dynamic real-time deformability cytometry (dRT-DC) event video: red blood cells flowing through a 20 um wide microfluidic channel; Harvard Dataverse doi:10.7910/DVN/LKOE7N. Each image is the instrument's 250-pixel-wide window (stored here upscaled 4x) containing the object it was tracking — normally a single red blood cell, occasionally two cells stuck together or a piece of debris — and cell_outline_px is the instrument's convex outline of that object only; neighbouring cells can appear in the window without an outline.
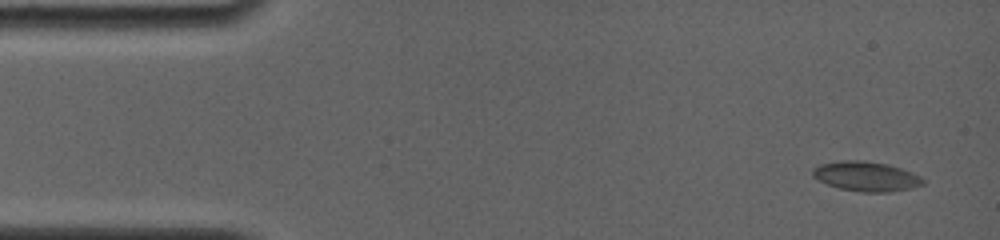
{"species": "common noctule bat (a hibernating species)", "species_latin": "Nyctalus noctula", "temperature_condition": "room temperature", "stored_images_in_passage": 7, "camera_frame_rate_fps": 4000, "um_per_image_px": 0.085, "animal": {"sex": "female", "body_mass_g": 19.0, "forearm_length_mm": 56.7}, "frame": {"image": 1, "passage_image": 1, "time_ms": 0.0, "image_size_px": [1000, 240], "cell_outline_px": [[924, 184], [912, 188], [888, 192], [864, 192], [840, 188], [828, 184], [812, 176], [812, 168], [820, 164], [844, 160], [864, 160], [888, 164], [912, 172], [920, 176], [924, 180]], "centroid_in_image_um": [73.63, 14.98], "position_along_channel_um": 11.4, "area_um2": 19.02}}
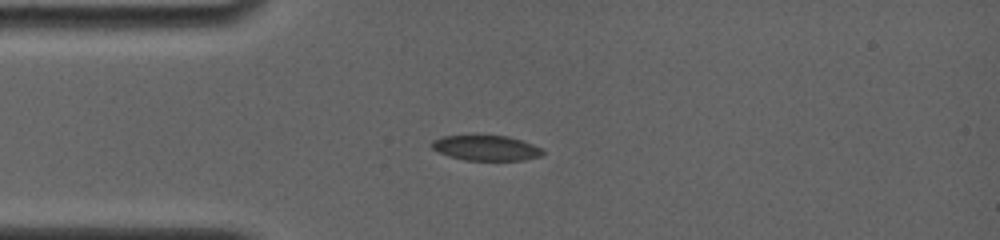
{"frame": {"image": 2, "passage_image": 5, "time_ms": 3.25, "image_size_px": [1000, 240], "cell_outline_px": [[544, 152], [540, 156], [524, 160], [464, 160], [448, 156], [432, 148], [428, 144], [432, 140], [444, 136], [508, 136], [532, 144], [540, 148]], "centroid_in_image_um": [41.27, 12.58], "position_along_channel_um": 43.7, "area_um2": 16.13}}
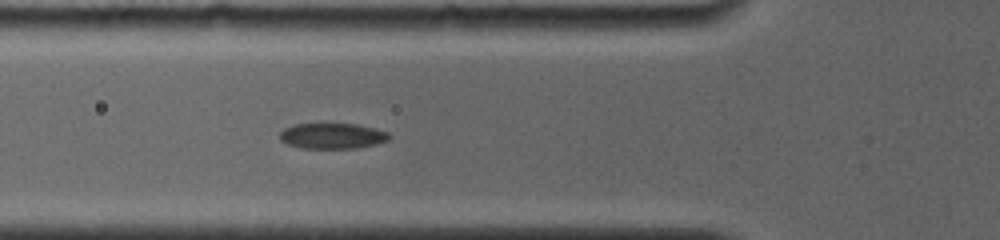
{"frame": {"image": 3, "passage_image": 7, "time_ms": 5.0, "image_size_px": [1000, 240], "cell_outline_px": [[392, 136], [388, 140], [376, 144], [356, 148], [300, 148], [288, 144], [280, 140], [280, 132], [284, 128], [292, 124], [320, 120], [324, 120], [356, 124], [388, 132]], "centroid_in_image_um": [28.19, 11.49], "position_along_channel_um": 97.6, "area_um2": 17.28}}